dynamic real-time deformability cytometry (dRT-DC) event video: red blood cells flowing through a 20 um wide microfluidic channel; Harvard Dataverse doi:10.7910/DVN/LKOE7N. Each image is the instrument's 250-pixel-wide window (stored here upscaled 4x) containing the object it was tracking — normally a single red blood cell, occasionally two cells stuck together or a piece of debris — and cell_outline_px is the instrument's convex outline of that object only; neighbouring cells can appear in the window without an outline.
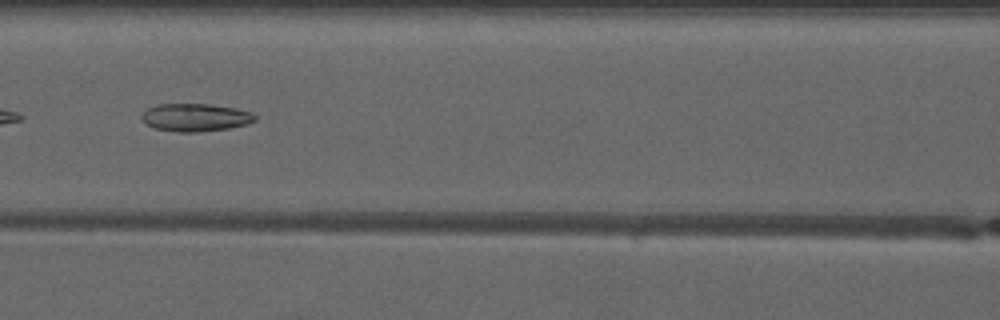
{"species": "common noctule bat (a hibernating species)", "species_latin": "Nyctalus noctula", "temperature_condition": "warm", "stored_images_in_passage": 7, "segment_of_instrument_passage": [2, 2], "camera_frame_rate_fps": 3000, "um_per_image_px": 0.085, "animal": {"sex": "male", "forearm_length_mm": 52.5}, "frame": {"image": 1, "passage_image": 7, "time_ms": 7.0, "image_size_px": [1000, 320], "cell_outline_px": [[256, 120], [248, 124], [228, 128], [196, 132], [176, 132], [152, 128], [140, 116], [148, 108], [160, 104], [212, 104], [236, 108], [252, 112], [256, 116]], "centroid_in_image_um": [16.63, 9.98], "position_along_channel_um": 150.0, "area_um2": 18.38}}